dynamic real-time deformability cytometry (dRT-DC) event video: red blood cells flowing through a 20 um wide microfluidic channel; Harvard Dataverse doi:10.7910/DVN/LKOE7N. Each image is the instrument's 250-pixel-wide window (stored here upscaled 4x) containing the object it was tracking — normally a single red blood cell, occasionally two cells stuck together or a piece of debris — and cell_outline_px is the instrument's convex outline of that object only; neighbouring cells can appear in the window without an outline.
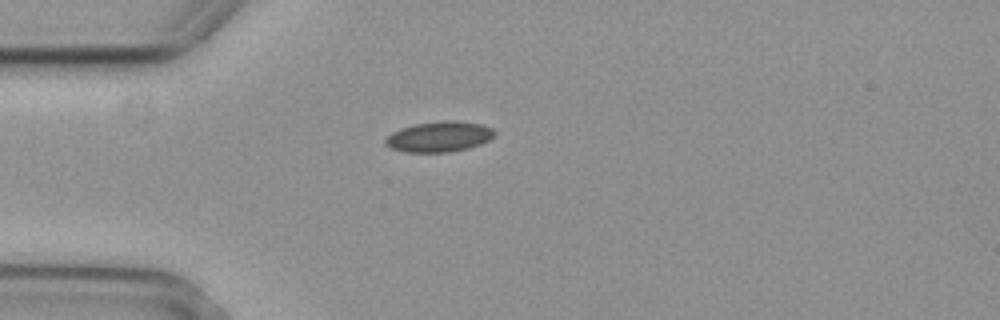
{"species": "common noctule bat (a hibernating species)", "species_latin": "Nyctalus noctula", "temperature_condition": "cold", "stored_images_in_passage": 2, "camera_frame_rate_fps": 3000, "um_per_image_px": 0.085, "animal": {"sex": "female", "body_mass_g": 29.2, "forearm_length_mm": 56.3}, "frame": {"image": 1, "passage_image": 1, "time_ms": 0.0, "image_size_px": [1000, 320], "cell_outline_px": [[496, 136], [480, 144], [468, 148], [452, 152], [404, 152], [392, 148], [384, 144], [384, 140], [392, 132], [400, 128], [412, 124], [444, 120], [456, 120], [480, 124], [492, 128], [496, 132]], "centroid_in_image_um": [37.33, 11.61], "position_along_channel_um": 47.7, "area_um2": 19.59}}